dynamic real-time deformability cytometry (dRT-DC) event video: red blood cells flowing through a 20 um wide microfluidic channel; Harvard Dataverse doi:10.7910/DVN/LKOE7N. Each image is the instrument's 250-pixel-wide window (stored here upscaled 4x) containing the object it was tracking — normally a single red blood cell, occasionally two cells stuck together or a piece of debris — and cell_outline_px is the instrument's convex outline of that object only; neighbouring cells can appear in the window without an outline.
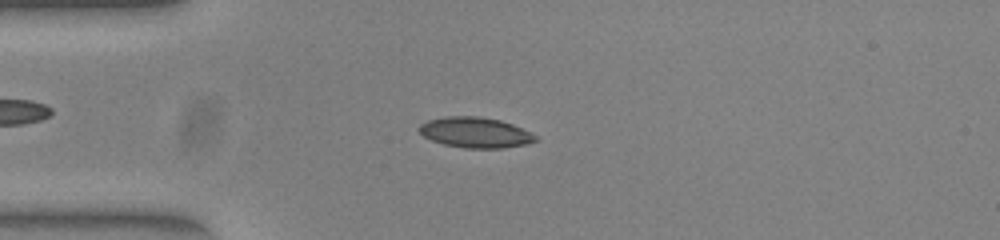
{"species": "common noctule bat (a hibernating species)", "species_latin": "Nyctalus noctula", "temperature_condition": "warm", "stored_images_in_passage": 52, "camera_frame_rate_fps": 3000, "um_per_image_px": 0.085, "animal": {"sex": "female", "body_mass_g": 23.0, "forearm_length_mm": 53.4}, "frame": {"image": 1, "passage_image": 13, "time_ms": 4.0, "image_size_px": [1000, 240], "cell_outline_px": [[540, 140], [528, 144], [504, 148], [464, 148], [444, 144], [432, 140], [424, 136], [416, 128], [420, 124], [428, 120], [448, 116], [480, 116], [500, 120], [512, 124], [536, 136]], "centroid_in_image_um": [40.4, 11.26], "position_along_channel_um": 44.6, "area_um2": 20.69}}
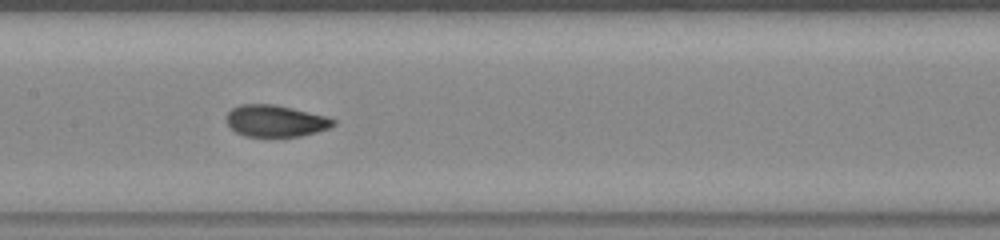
{"frame": {"image": 2, "passage_image": 25, "time_ms": 8.0, "image_size_px": [1000, 240], "cell_outline_px": [[336, 124], [328, 128], [316, 132], [300, 136], [244, 136], [236, 132], [228, 124], [228, 112], [232, 108], [240, 104], [272, 104], [292, 108], [324, 116], [336, 120]], "centroid_in_image_um": [23.42, 10.27], "position_along_channel_um": 184.0, "area_um2": 19.42}}
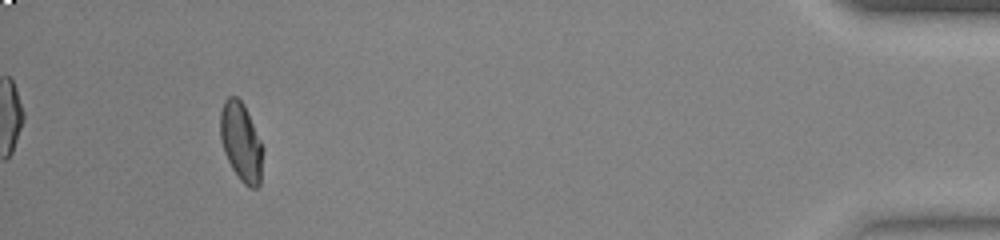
{"frame": {"image": 3, "passage_image": 48, "time_ms": 15.667, "image_size_px": [1000, 240], "cell_outline_px": [[264, 148], [260, 184], [256, 188], [252, 188], [244, 184], [240, 180], [232, 168], [224, 152], [220, 136], [220, 112], [224, 100], [228, 96], [236, 96], [244, 104]], "centroid_in_image_um": [20.5, 12.06], "position_along_channel_um": 414.7, "area_um2": 19.65}, "authors_computed_cell_mechanics": {"area_um2": 19.4786, "velocity_mm_per_s": 3.9327, "shape_relaxation_time_tau1_ms": 5.9813, "shape_relaxation_time_tau2_ms": 0.7406, "deformation_change_tau1": 0.1721, "deformation_change_tau2": 0.0521}}